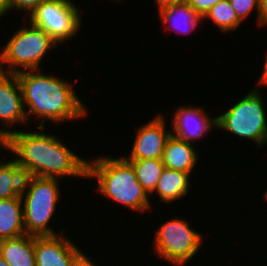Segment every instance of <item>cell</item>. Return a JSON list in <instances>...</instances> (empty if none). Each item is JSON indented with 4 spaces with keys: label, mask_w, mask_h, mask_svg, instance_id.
Masks as SVG:
<instances>
[{
    "label": "cell",
    "mask_w": 267,
    "mask_h": 266,
    "mask_svg": "<svg viewBox=\"0 0 267 266\" xmlns=\"http://www.w3.org/2000/svg\"><path fill=\"white\" fill-rule=\"evenodd\" d=\"M45 1L47 0H10V11L14 9L15 11L22 12V14L26 12L25 21L35 11L37 6Z\"/></svg>",
    "instance_id": "cell-22"
},
{
    "label": "cell",
    "mask_w": 267,
    "mask_h": 266,
    "mask_svg": "<svg viewBox=\"0 0 267 266\" xmlns=\"http://www.w3.org/2000/svg\"><path fill=\"white\" fill-rule=\"evenodd\" d=\"M259 26H267V0H259Z\"/></svg>",
    "instance_id": "cell-25"
},
{
    "label": "cell",
    "mask_w": 267,
    "mask_h": 266,
    "mask_svg": "<svg viewBox=\"0 0 267 266\" xmlns=\"http://www.w3.org/2000/svg\"><path fill=\"white\" fill-rule=\"evenodd\" d=\"M133 167L138 183L153 197L157 183L165 166L162 159L127 160Z\"/></svg>",
    "instance_id": "cell-19"
},
{
    "label": "cell",
    "mask_w": 267,
    "mask_h": 266,
    "mask_svg": "<svg viewBox=\"0 0 267 266\" xmlns=\"http://www.w3.org/2000/svg\"><path fill=\"white\" fill-rule=\"evenodd\" d=\"M39 70L16 73L20 83L23 105L29 123L34 116L38 126L46 122L58 123L84 119L88 109L76 94L75 83ZM74 84V85H73ZM28 108V109H27Z\"/></svg>",
    "instance_id": "cell-2"
},
{
    "label": "cell",
    "mask_w": 267,
    "mask_h": 266,
    "mask_svg": "<svg viewBox=\"0 0 267 266\" xmlns=\"http://www.w3.org/2000/svg\"><path fill=\"white\" fill-rule=\"evenodd\" d=\"M191 178L189 173L164 168L152 194L156 193L155 196H159L157 197L160 199L159 204L162 202L169 204L181 200L190 192Z\"/></svg>",
    "instance_id": "cell-15"
},
{
    "label": "cell",
    "mask_w": 267,
    "mask_h": 266,
    "mask_svg": "<svg viewBox=\"0 0 267 266\" xmlns=\"http://www.w3.org/2000/svg\"><path fill=\"white\" fill-rule=\"evenodd\" d=\"M67 234L34 236L36 266H70L80 247Z\"/></svg>",
    "instance_id": "cell-12"
},
{
    "label": "cell",
    "mask_w": 267,
    "mask_h": 266,
    "mask_svg": "<svg viewBox=\"0 0 267 266\" xmlns=\"http://www.w3.org/2000/svg\"><path fill=\"white\" fill-rule=\"evenodd\" d=\"M45 127L35 131L14 130L5 139V151L13 156L25 176L64 179L77 177L87 179V161L71 150L63 139L53 133H44Z\"/></svg>",
    "instance_id": "cell-1"
},
{
    "label": "cell",
    "mask_w": 267,
    "mask_h": 266,
    "mask_svg": "<svg viewBox=\"0 0 267 266\" xmlns=\"http://www.w3.org/2000/svg\"><path fill=\"white\" fill-rule=\"evenodd\" d=\"M2 148L5 149V139L2 138V137H0V150H1Z\"/></svg>",
    "instance_id": "cell-29"
},
{
    "label": "cell",
    "mask_w": 267,
    "mask_h": 266,
    "mask_svg": "<svg viewBox=\"0 0 267 266\" xmlns=\"http://www.w3.org/2000/svg\"><path fill=\"white\" fill-rule=\"evenodd\" d=\"M170 120L171 134L191 144H196V141L205 138L211 129L217 128L216 116L210 118L204 108L193 104L179 105Z\"/></svg>",
    "instance_id": "cell-11"
},
{
    "label": "cell",
    "mask_w": 267,
    "mask_h": 266,
    "mask_svg": "<svg viewBox=\"0 0 267 266\" xmlns=\"http://www.w3.org/2000/svg\"><path fill=\"white\" fill-rule=\"evenodd\" d=\"M263 198H265V200L267 201V190H265V193L263 194Z\"/></svg>",
    "instance_id": "cell-31"
},
{
    "label": "cell",
    "mask_w": 267,
    "mask_h": 266,
    "mask_svg": "<svg viewBox=\"0 0 267 266\" xmlns=\"http://www.w3.org/2000/svg\"><path fill=\"white\" fill-rule=\"evenodd\" d=\"M25 24L17 28L3 50H0V71L18 73L39 70L47 53L58 48L56 42L41 28L30 21ZM4 66L8 67L5 69Z\"/></svg>",
    "instance_id": "cell-6"
},
{
    "label": "cell",
    "mask_w": 267,
    "mask_h": 266,
    "mask_svg": "<svg viewBox=\"0 0 267 266\" xmlns=\"http://www.w3.org/2000/svg\"><path fill=\"white\" fill-rule=\"evenodd\" d=\"M161 26L166 30L175 31L178 34H189L193 32L203 21L188 3L170 4L158 9ZM172 29V30H171Z\"/></svg>",
    "instance_id": "cell-14"
},
{
    "label": "cell",
    "mask_w": 267,
    "mask_h": 266,
    "mask_svg": "<svg viewBox=\"0 0 267 266\" xmlns=\"http://www.w3.org/2000/svg\"><path fill=\"white\" fill-rule=\"evenodd\" d=\"M198 155L197 147L194 144L171 134L163 151L162 162L165 168L191 174L198 164L200 158Z\"/></svg>",
    "instance_id": "cell-13"
},
{
    "label": "cell",
    "mask_w": 267,
    "mask_h": 266,
    "mask_svg": "<svg viewBox=\"0 0 267 266\" xmlns=\"http://www.w3.org/2000/svg\"><path fill=\"white\" fill-rule=\"evenodd\" d=\"M183 218L174 217L154 232L153 252L173 266H185L200 252L204 237ZM203 242V243H202Z\"/></svg>",
    "instance_id": "cell-7"
},
{
    "label": "cell",
    "mask_w": 267,
    "mask_h": 266,
    "mask_svg": "<svg viewBox=\"0 0 267 266\" xmlns=\"http://www.w3.org/2000/svg\"><path fill=\"white\" fill-rule=\"evenodd\" d=\"M237 17L243 22L247 17L256 11L257 27H259V0H229Z\"/></svg>",
    "instance_id": "cell-21"
},
{
    "label": "cell",
    "mask_w": 267,
    "mask_h": 266,
    "mask_svg": "<svg viewBox=\"0 0 267 266\" xmlns=\"http://www.w3.org/2000/svg\"><path fill=\"white\" fill-rule=\"evenodd\" d=\"M0 122L6 129L0 127V137L7 139L14 129L10 127L19 123L29 126L23 105L20 83L16 73L0 71ZM8 129V130H7Z\"/></svg>",
    "instance_id": "cell-10"
},
{
    "label": "cell",
    "mask_w": 267,
    "mask_h": 266,
    "mask_svg": "<svg viewBox=\"0 0 267 266\" xmlns=\"http://www.w3.org/2000/svg\"><path fill=\"white\" fill-rule=\"evenodd\" d=\"M71 0H47L37 6L28 17L33 25L46 32L56 44L63 45L80 32L82 15Z\"/></svg>",
    "instance_id": "cell-8"
},
{
    "label": "cell",
    "mask_w": 267,
    "mask_h": 266,
    "mask_svg": "<svg viewBox=\"0 0 267 266\" xmlns=\"http://www.w3.org/2000/svg\"><path fill=\"white\" fill-rule=\"evenodd\" d=\"M0 159V200L21 196L25 173L14 159Z\"/></svg>",
    "instance_id": "cell-18"
},
{
    "label": "cell",
    "mask_w": 267,
    "mask_h": 266,
    "mask_svg": "<svg viewBox=\"0 0 267 266\" xmlns=\"http://www.w3.org/2000/svg\"><path fill=\"white\" fill-rule=\"evenodd\" d=\"M0 266H9V264L0 256Z\"/></svg>",
    "instance_id": "cell-30"
},
{
    "label": "cell",
    "mask_w": 267,
    "mask_h": 266,
    "mask_svg": "<svg viewBox=\"0 0 267 266\" xmlns=\"http://www.w3.org/2000/svg\"><path fill=\"white\" fill-rule=\"evenodd\" d=\"M205 21L208 19L213 22L214 26L220 30L221 33L233 32L237 30L243 22L237 17L236 12L231 6L229 0H221L214 5L203 17Z\"/></svg>",
    "instance_id": "cell-20"
},
{
    "label": "cell",
    "mask_w": 267,
    "mask_h": 266,
    "mask_svg": "<svg viewBox=\"0 0 267 266\" xmlns=\"http://www.w3.org/2000/svg\"><path fill=\"white\" fill-rule=\"evenodd\" d=\"M10 12V0H0V19ZM0 20V21H1Z\"/></svg>",
    "instance_id": "cell-27"
},
{
    "label": "cell",
    "mask_w": 267,
    "mask_h": 266,
    "mask_svg": "<svg viewBox=\"0 0 267 266\" xmlns=\"http://www.w3.org/2000/svg\"><path fill=\"white\" fill-rule=\"evenodd\" d=\"M85 251L80 250L72 259L70 266H98Z\"/></svg>",
    "instance_id": "cell-24"
},
{
    "label": "cell",
    "mask_w": 267,
    "mask_h": 266,
    "mask_svg": "<svg viewBox=\"0 0 267 266\" xmlns=\"http://www.w3.org/2000/svg\"><path fill=\"white\" fill-rule=\"evenodd\" d=\"M263 97L259 89L249 90L244 98L216 115V130L250 140L258 148L267 145V106Z\"/></svg>",
    "instance_id": "cell-5"
},
{
    "label": "cell",
    "mask_w": 267,
    "mask_h": 266,
    "mask_svg": "<svg viewBox=\"0 0 267 266\" xmlns=\"http://www.w3.org/2000/svg\"><path fill=\"white\" fill-rule=\"evenodd\" d=\"M265 54H266L265 55L266 57H264L265 62H264L263 72L260 75V78H258L259 79V81H258L259 83H257L258 85L256 87H254L256 89H259L260 85H261V87L262 86L267 87V53H265Z\"/></svg>",
    "instance_id": "cell-26"
},
{
    "label": "cell",
    "mask_w": 267,
    "mask_h": 266,
    "mask_svg": "<svg viewBox=\"0 0 267 266\" xmlns=\"http://www.w3.org/2000/svg\"><path fill=\"white\" fill-rule=\"evenodd\" d=\"M187 0H155L157 7L160 9L170 4L186 3Z\"/></svg>",
    "instance_id": "cell-28"
},
{
    "label": "cell",
    "mask_w": 267,
    "mask_h": 266,
    "mask_svg": "<svg viewBox=\"0 0 267 266\" xmlns=\"http://www.w3.org/2000/svg\"><path fill=\"white\" fill-rule=\"evenodd\" d=\"M24 234L26 233L21 196L0 200V240Z\"/></svg>",
    "instance_id": "cell-17"
},
{
    "label": "cell",
    "mask_w": 267,
    "mask_h": 266,
    "mask_svg": "<svg viewBox=\"0 0 267 266\" xmlns=\"http://www.w3.org/2000/svg\"><path fill=\"white\" fill-rule=\"evenodd\" d=\"M0 256L9 266H36L34 236L24 234L0 240Z\"/></svg>",
    "instance_id": "cell-16"
},
{
    "label": "cell",
    "mask_w": 267,
    "mask_h": 266,
    "mask_svg": "<svg viewBox=\"0 0 267 266\" xmlns=\"http://www.w3.org/2000/svg\"><path fill=\"white\" fill-rule=\"evenodd\" d=\"M59 183L58 178L25 176L21 198L27 235L55 236L65 232L59 230L57 233L50 225L62 196Z\"/></svg>",
    "instance_id": "cell-4"
},
{
    "label": "cell",
    "mask_w": 267,
    "mask_h": 266,
    "mask_svg": "<svg viewBox=\"0 0 267 266\" xmlns=\"http://www.w3.org/2000/svg\"><path fill=\"white\" fill-rule=\"evenodd\" d=\"M92 178L98 181L96 190L102 197L136 213L152 212L150 196L138 183L132 165L123 156L100 155L88 159L87 180Z\"/></svg>",
    "instance_id": "cell-3"
},
{
    "label": "cell",
    "mask_w": 267,
    "mask_h": 266,
    "mask_svg": "<svg viewBox=\"0 0 267 266\" xmlns=\"http://www.w3.org/2000/svg\"><path fill=\"white\" fill-rule=\"evenodd\" d=\"M221 0H187L188 3L202 17Z\"/></svg>",
    "instance_id": "cell-23"
},
{
    "label": "cell",
    "mask_w": 267,
    "mask_h": 266,
    "mask_svg": "<svg viewBox=\"0 0 267 266\" xmlns=\"http://www.w3.org/2000/svg\"><path fill=\"white\" fill-rule=\"evenodd\" d=\"M164 114L157 113L153 119L137 127L134 142L126 160L162 159L171 130L167 129Z\"/></svg>",
    "instance_id": "cell-9"
}]
</instances>
